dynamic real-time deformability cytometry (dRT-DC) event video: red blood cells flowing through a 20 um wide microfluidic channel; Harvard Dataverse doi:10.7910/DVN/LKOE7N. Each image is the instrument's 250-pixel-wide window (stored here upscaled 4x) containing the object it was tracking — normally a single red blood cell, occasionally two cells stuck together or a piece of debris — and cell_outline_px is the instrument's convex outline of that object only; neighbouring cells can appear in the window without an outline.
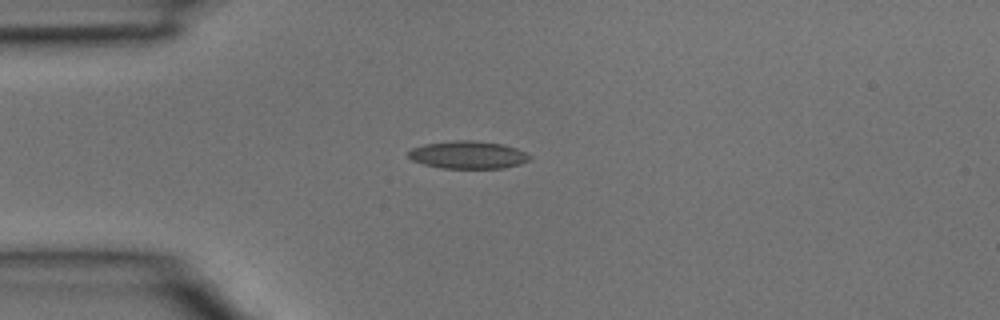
{"species": "common noctule bat (a hibernating species)", "species_latin": "Nyctalus noctula", "temperature_condition": "room temperature", "stored_images_in_passage": 2, "camera_frame_rate_fps": 3000, "um_per_image_px": 0.085, "animal": {"sex": "male", "body_mass_g": 15.6}, "frame": {"image": 1, "passage_image": 1, "time_ms": 0.0, "image_size_px": [1000, 320], "cell_outline_px": [[532, 156], [528, 160], [520, 164], [504, 168], [440, 168], [424, 164], [412, 160], [408, 156], [408, 152], [412, 148], [424, 144], [456, 140], [472, 140], [504, 144], [516, 148]], "centroid_in_image_um": [39.78, 13.16], "position_along_channel_um": 45.2, "area_um2": 19.54}}
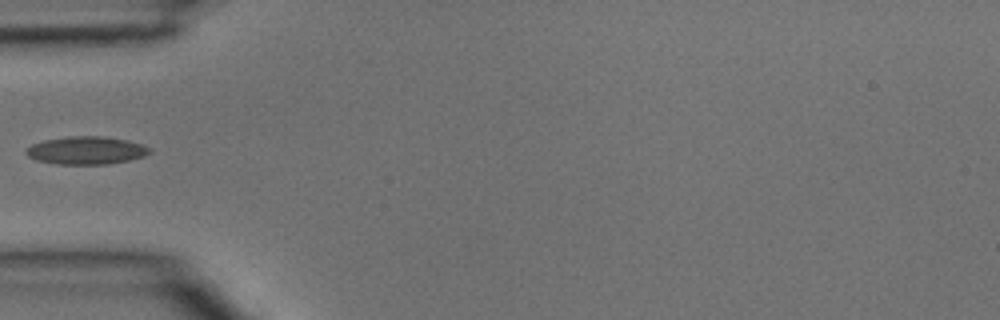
{"frame": {"image": 2, "passage_image": 2, "time_ms": 0.333, "image_size_px": [1000, 320], "cell_outline_px": [[152, 152], [144, 156], [128, 160], [108, 164], [56, 164], [36, 160], [28, 156], [24, 152], [32, 144], [44, 140], [68, 136], [104, 136], [128, 140], [152, 148]], "centroid_in_image_um": [7.34, 12.78], "position_along_channel_um": 77.7, "area_um2": 20.11}}